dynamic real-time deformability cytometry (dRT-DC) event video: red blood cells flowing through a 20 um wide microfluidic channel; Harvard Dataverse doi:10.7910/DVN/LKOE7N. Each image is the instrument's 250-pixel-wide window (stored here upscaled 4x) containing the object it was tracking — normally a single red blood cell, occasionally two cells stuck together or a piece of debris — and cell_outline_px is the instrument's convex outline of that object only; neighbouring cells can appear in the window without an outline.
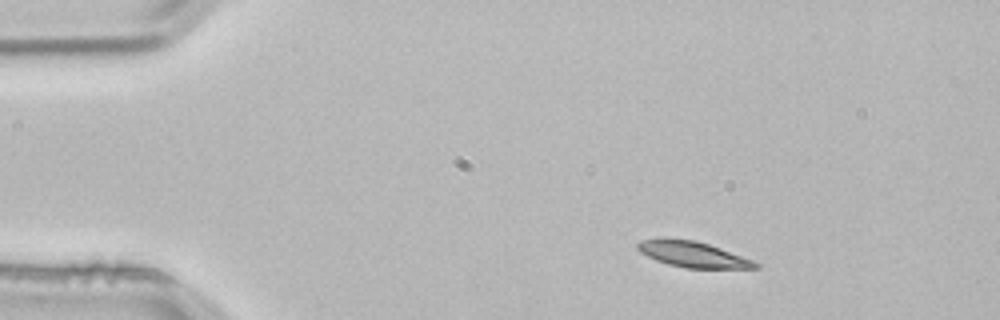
{"species": "common noctule bat (a hibernating species)", "species_latin": "Nyctalus noctula", "temperature_condition": "room temperature", "stored_images_in_passage": 2, "camera_frame_rate_fps": 3000, "um_per_image_px": 0.085, "animal": {"sex": "male", "body_mass_g": 21.5, "forearm_length_mm": 52.0}, "frame": {"image": 1, "passage_image": 1, "time_ms": 0.0, "image_size_px": [1000, 320], "cell_outline_px": [[760, 268], [684, 268], [668, 264], [656, 260], [640, 252], [636, 248], [636, 244], [640, 240], [664, 236], [696, 240], [720, 248], [752, 260], [760, 264]], "centroid_in_image_um": [58.81, 21.59], "position_along_channel_um": 26.2, "area_um2": 17.98}}